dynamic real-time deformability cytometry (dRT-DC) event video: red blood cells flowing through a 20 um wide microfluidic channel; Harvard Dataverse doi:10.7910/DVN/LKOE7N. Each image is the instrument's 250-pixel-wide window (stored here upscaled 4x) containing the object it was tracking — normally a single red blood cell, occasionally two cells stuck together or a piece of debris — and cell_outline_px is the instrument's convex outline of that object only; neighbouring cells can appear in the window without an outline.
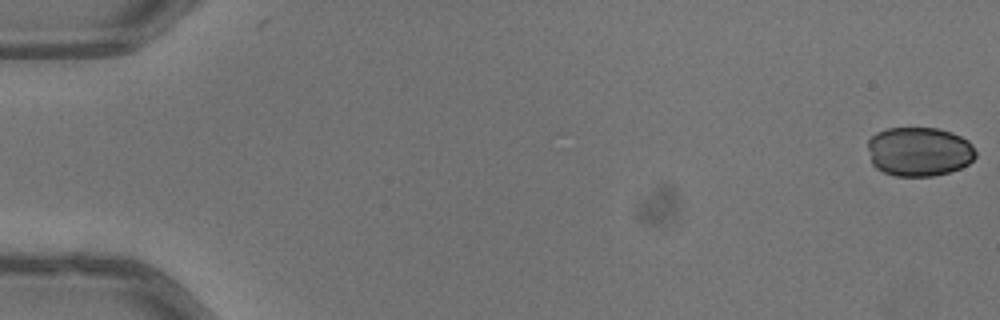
{"species": "common noctule bat (a hibernating species)", "species_latin": "Nyctalus noctula", "temperature_condition": "warm", "stored_images_in_passage": 52, "camera_frame_rate_fps": 3000, "um_per_image_px": 0.085, "animal": {"sex": "male", "body_mass_g": 13.3}, "frame": {"image": 1, "passage_image": 1, "time_ms": 0.0, "image_size_px": [1000, 320], "cell_outline_px": [[976, 156], [968, 164], [960, 168], [948, 172], [932, 176], [896, 176], [884, 172], [876, 168], [872, 164], [868, 148], [868, 140], [876, 132], [888, 128], [936, 128], [952, 132], [968, 140], [972, 144], [976, 152]], "centroid_in_image_um": [78.13, 12.88], "position_along_channel_um": 6.9, "area_um2": 31.04}}
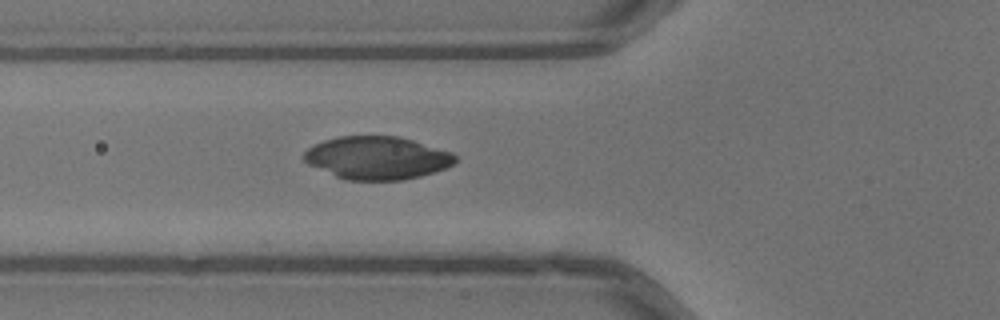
{"frame": {"image": 2, "passage_image": 20, "time_ms": 6.333, "image_size_px": [1000, 320], "cell_outline_px": [[456, 160], [452, 164], [444, 168], [420, 176], [404, 180], [344, 180], [308, 164], [304, 160], [304, 152], [308, 148], [324, 140], [340, 136], [396, 136], [412, 140], [452, 152], [456, 156]], "centroid_in_image_um": [32.03, 13.42], "position_along_channel_um": 93.8, "area_um2": 37.57}}
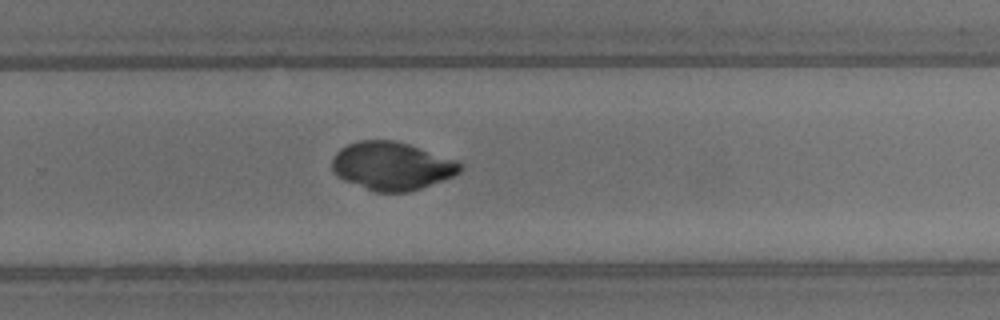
{"frame": {"image": 3, "passage_image": 35, "time_ms": 11.333, "image_size_px": [1000, 320], "cell_outline_px": [[460, 172], [452, 176], [420, 188], [408, 192], [376, 192], [344, 180], [332, 168], [332, 156], [340, 148], [348, 144], [360, 140], [392, 140], [408, 144], [456, 160], [460, 164]], "centroid_in_image_um": [33.27, 14.1], "position_along_channel_um": 296.5, "area_um2": 35.37}}